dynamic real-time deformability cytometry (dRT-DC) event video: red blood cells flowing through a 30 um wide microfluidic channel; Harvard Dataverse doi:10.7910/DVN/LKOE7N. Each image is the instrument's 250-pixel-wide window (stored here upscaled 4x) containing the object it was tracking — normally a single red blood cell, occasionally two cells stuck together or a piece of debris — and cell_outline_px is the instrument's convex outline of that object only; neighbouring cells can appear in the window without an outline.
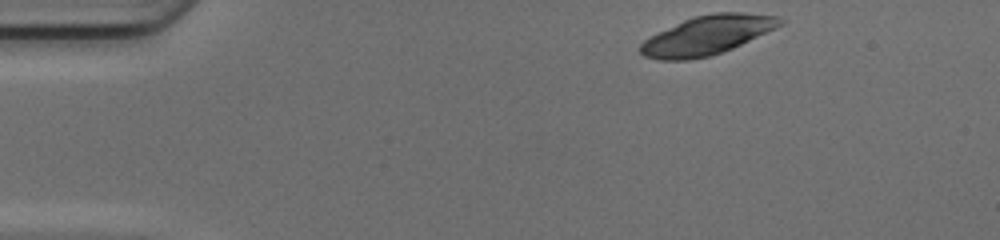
{"species": "common noctule bat (a hibernating species)", "species_latin": "Nyctalus noctula", "temperature_condition": "cold", "stored_images_in_passage": 43, "camera_frame_rate_fps": 3000, "um_per_image_px": 0.085, "animal": {"sex": "female", "body_mass_g": 17.0, "forearm_length_mm": 48.0}, "frame": {"image": 1, "passage_image": 1, "time_ms": 0.0, "image_size_px": [1000, 240], "cell_outline_px": [[788, 20], [784, 24], [776, 28], [732, 48], [708, 56], [688, 60], [660, 60], [644, 56], [640, 52], [640, 44], [644, 40], [684, 20], [696, 16], [716, 12], [744, 12], [780, 16]], "centroid_in_image_um": [60.19, 2.98], "position_along_channel_um": 24.8, "area_um2": 31.44}, "authors_computed_cell_mechanics": {"area_um2": 20.4034, "velocity_mm_per_s": 4.1515, "shape_relaxation_time_tau1_ms": 0.2233, "shape_relaxation_time_tau2_ms": 0.7506, "deformation_change_tau1": 0.2289, "deformation_change_tau2": 0.0689}}